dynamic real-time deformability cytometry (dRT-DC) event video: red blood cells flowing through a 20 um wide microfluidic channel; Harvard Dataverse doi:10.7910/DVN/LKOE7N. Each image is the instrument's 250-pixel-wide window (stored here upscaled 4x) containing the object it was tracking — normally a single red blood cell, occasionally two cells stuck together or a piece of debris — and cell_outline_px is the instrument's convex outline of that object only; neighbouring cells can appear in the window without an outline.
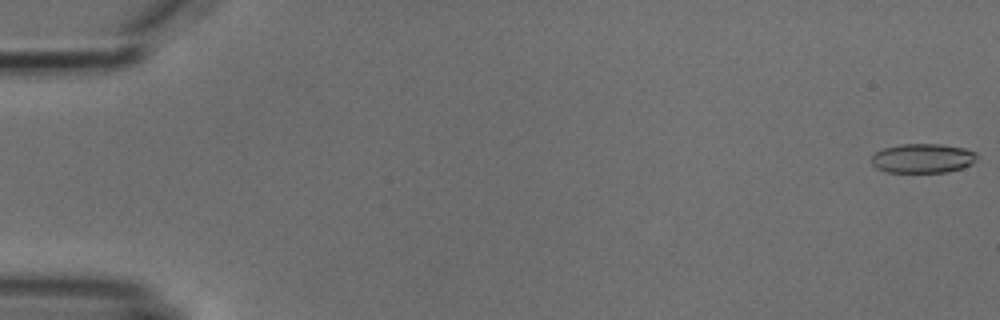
{"species": "common noctule bat (a hibernating species)", "species_latin": "Nyctalus noctula", "temperature_condition": "cold", "stored_images_in_passage": 9, "camera_frame_rate_fps": 3000, "um_per_image_px": 0.085, "animal": {"sex": "male", "body_mass_g": 18.8}, "frame": {"image": 1, "passage_image": 1, "time_ms": 0.0, "image_size_px": [1000, 320], "cell_outline_px": [[976, 160], [972, 164], [948, 172], [884, 172], [876, 168], [872, 164], [872, 156], [876, 152], [884, 148], [900, 144], [940, 144], [964, 148], [976, 152]], "centroid_in_image_um": [78.42, 13.46], "position_along_channel_um": 6.6, "area_um2": 18.03}}
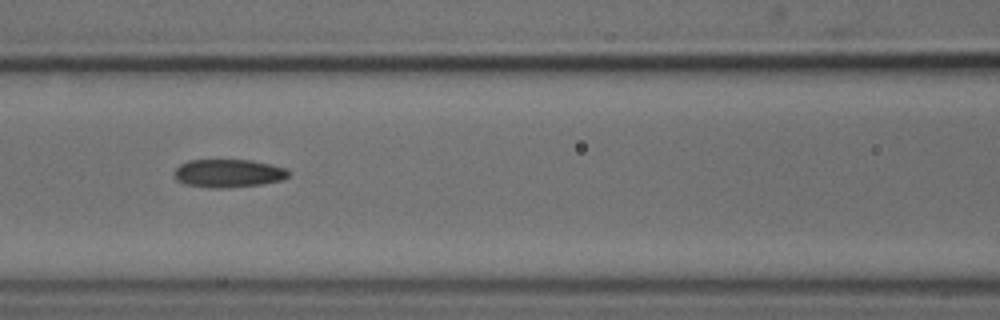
{"frame": {"image": 2, "passage_image": 7, "time_ms": 7.667, "image_size_px": [1000, 320], "cell_outline_px": [[288, 176], [280, 180], [260, 184], [224, 188], [208, 188], [184, 184], [176, 180], [176, 168], [180, 164], [188, 160], [252, 160], [284, 168], [288, 172]], "centroid_in_image_um": [19.36, 14.73], "position_along_channel_um": 147.2, "area_um2": 18.5}}
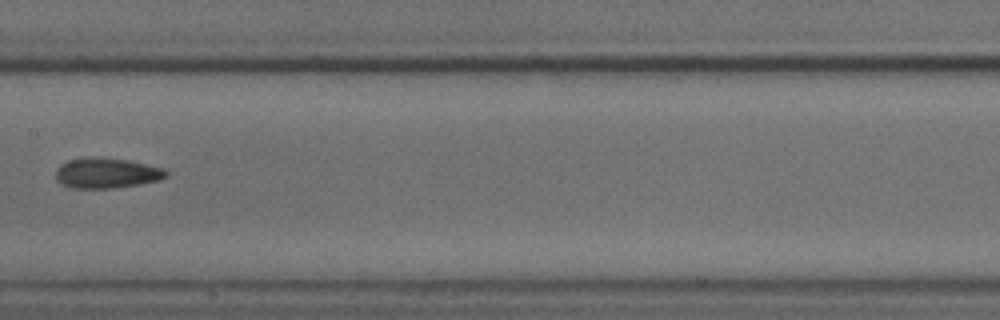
{"frame": {"image": 3, "passage_image": 8, "time_ms": 9.0, "image_size_px": [1000, 320], "cell_outline_px": [[168, 176], [156, 180], [140, 184], [112, 188], [72, 188], [56, 180], [56, 168], [60, 164], [68, 160], [92, 156], [96, 156], [128, 160], [164, 168], [168, 172]], "centroid_in_image_um": [9.04, 14.69], "position_along_channel_um": 198.4, "area_um2": 19.54}}